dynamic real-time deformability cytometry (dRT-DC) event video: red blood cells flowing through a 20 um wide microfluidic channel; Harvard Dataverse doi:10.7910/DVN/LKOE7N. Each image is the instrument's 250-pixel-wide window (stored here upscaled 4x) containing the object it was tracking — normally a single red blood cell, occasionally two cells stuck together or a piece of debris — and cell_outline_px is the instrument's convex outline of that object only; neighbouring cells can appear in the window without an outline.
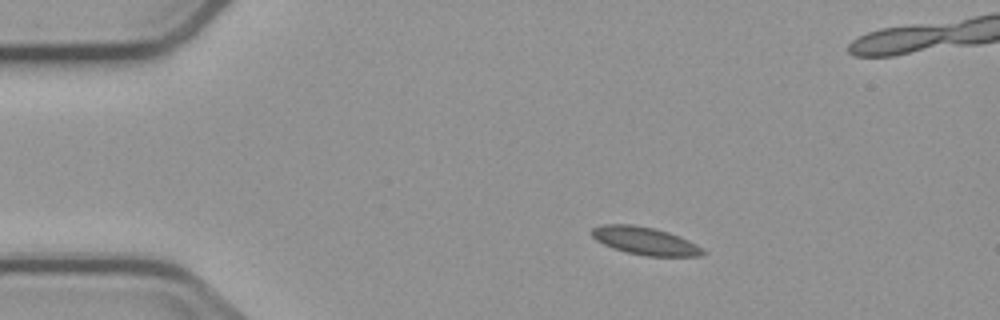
{"species": "common noctule bat (a hibernating species)", "species_latin": "Nyctalus noctula", "temperature_condition": "cold", "stored_images_in_passage": 4, "camera_frame_rate_fps": 3000, "um_per_image_px": 0.085, "animal": {"sex": "male", "body_mass_g": 23.1, "forearm_length_mm": 52.7}, "frame": {"image": 1, "passage_image": 2, "time_ms": 1.333, "image_size_px": [1000, 320], "cell_outline_px": [[708, 252], [704, 256], [644, 256], [612, 248], [596, 240], [592, 236], [592, 228], [600, 224], [632, 224], [656, 228], [668, 232], [688, 240], [704, 248]], "centroid_in_image_um": [54.86, 20.47], "position_along_channel_um": 30.1, "area_um2": 18.15}}